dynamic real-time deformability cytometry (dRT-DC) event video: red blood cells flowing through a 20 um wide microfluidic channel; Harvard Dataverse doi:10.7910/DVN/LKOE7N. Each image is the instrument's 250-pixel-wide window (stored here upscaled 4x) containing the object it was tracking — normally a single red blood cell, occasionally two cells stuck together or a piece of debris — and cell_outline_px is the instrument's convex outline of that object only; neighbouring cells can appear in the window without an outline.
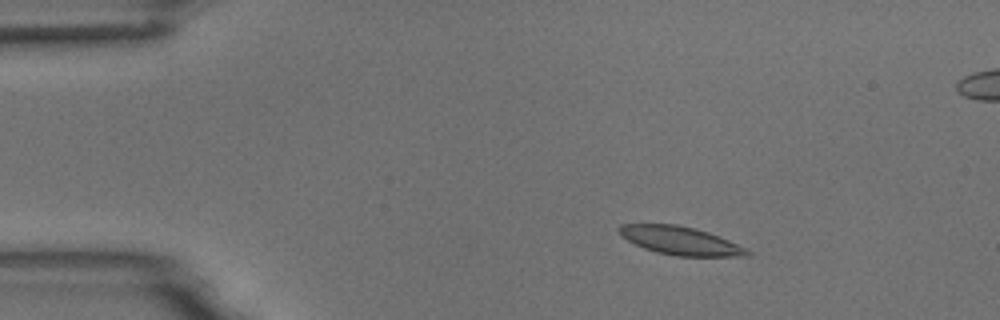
{"species": "common noctule bat (a hibernating species)", "species_latin": "Nyctalus noctula", "temperature_condition": "room temperature", "stored_images_in_passage": 5, "segment_of_instrument_passage": [1, 2], "camera_frame_rate_fps": 3000, "um_per_image_px": 0.085, "animal": {"sex": "male", "body_mass_g": 18.8}, "frame": {"image": 1, "passage_image": 3, "time_ms": 2.0, "image_size_px": [1000, 320], "cell_outline_px": [[752, 256], [676, 256], [656, 252], [644, 248], [620, 236], [616, 228], [620, 224], [676, 224], [708, 232], [728, 240], [752, 252]], "centroid_in_image_um": [57.79, 20.46], "position_along_channel_um": 27.2, "area_um2": 20.98}}